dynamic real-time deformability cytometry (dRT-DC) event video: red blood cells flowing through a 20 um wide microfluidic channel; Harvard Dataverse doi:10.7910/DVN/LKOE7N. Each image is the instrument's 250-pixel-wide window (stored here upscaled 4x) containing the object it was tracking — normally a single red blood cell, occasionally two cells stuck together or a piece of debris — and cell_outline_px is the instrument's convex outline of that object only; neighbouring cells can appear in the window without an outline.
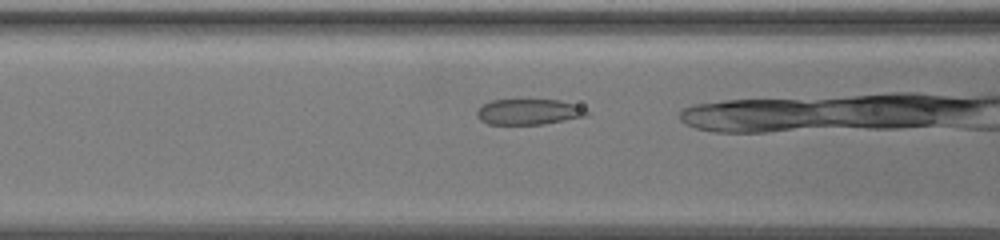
{"species": "common noctule bat (a hibernating species)", "species_latin": "Nyctalus noctula", "temperature_condition": "warm", "stored_images_in_passage": 18, "camera_frame_rate_fps": 3000, "um_per_image_px": 0.085, "animal": {"sex": "female", "body_mass_g": 19.5, "forearm_length_mm": 54.1}, "frame": {"image": 1, "passage_image": 16, "time_ms": 5.0, "image_size_px": [1000, 240], "cell_outline_px": [[588, 116], [544, 124], [488, 124], [480, 120], [476, 116], [476, 108], [492, 100], [560, 100], [584, 108], [588, 112]], "centroid_in_image_um": [44.91, 9.51], "position_along_channel_um": 121.7, "area_um2": 16.42}}